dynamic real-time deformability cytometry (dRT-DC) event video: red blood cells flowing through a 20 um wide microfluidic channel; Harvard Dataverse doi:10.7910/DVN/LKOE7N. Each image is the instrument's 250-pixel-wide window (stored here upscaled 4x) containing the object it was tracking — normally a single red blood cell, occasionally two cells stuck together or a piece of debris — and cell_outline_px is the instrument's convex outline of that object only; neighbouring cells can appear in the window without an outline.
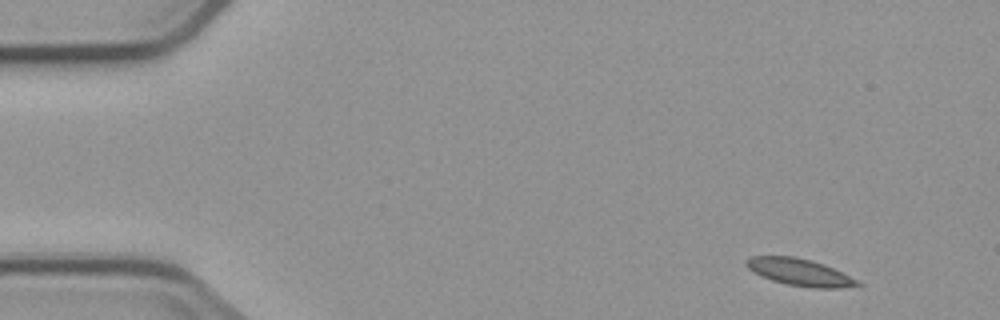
{"species": "common noctule bat (a hibernating species)", "species_latin": "Nyctalus noctula", "temperature_condition": "cold", "stored_images_in_passage": 4, "segment_of_instrument_passage": [1, 2], "camera_frame_rate_fps": 3000, "um_per_image_px": 0.085, "animal": {"sex": "male", "body_mass_g": 23.1, "forearm_length_mm": 52.7}, "frame": {"image": 1, "passage_image": 1, "time_ms": 0.0, "image_size_px": [1000, 320], "cell_outline_px": [[864, 284], [840, 288], [812, 288], [788, 284], [772, 280], [748, 268], [744, 264], [744, 260], [752, 256], [796, 256], [812, 260], [824, 264]], "centroid_in_image_um": [67.95, 23.12], "position_along_channel_um": 17.1, "area_um2": 17.22}}
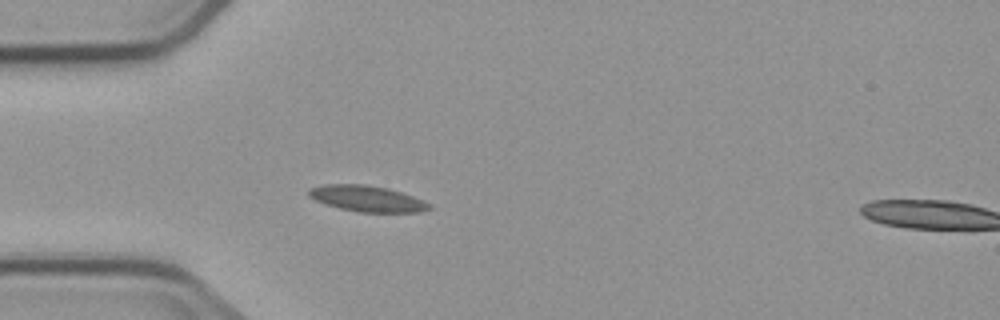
{"frame": {"image": 2, "passage_image": 3, "time_ms": 3.667, "image_size_px": [1000, 320], "cell_outline_px": [[432, 208], [420, 212], [356, 212], [324, 204], [308, 196], [308, 188], [324, 184], [364, 184], [388, 188], [412, 196], [432, 204]], "centroid_in_image_um": [31.18, 16.88], "position_along_channel_um": 53.8, "area_um2": 18.32}}